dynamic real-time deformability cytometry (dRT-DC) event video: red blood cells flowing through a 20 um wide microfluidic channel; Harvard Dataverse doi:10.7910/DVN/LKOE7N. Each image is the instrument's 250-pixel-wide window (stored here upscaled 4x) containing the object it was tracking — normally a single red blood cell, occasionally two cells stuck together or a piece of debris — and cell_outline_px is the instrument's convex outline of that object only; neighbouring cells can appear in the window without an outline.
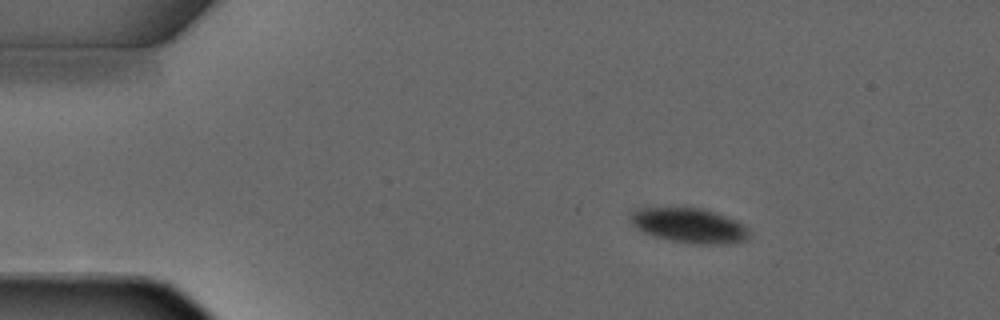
{"species": "common noctule bat (a hibernating species)", "species_latin": "Nyctalus noctula", "temperature_condition": "warm", "stored_images_in_passage": 4, "camera_frame_rate_fps": 3000, "um_per_image_px": 0.085, "animal": {"sex": "male", "forearm_length_mm": 52.5}, "frame": {"image": 1, "passage_image": 1, "time_ms": 0.0, "image_size_px": [1000, 320], "cell_outline_px": [[752, 236], [748, 240], [728, 244], [700, 244], [672, 240], [656, 236], [644, 232], [632, 224], [628, 216], [628, 212], [636, 208], [700, 208], [724, 216], [748, 228]], "centroid_in_image_um": [58.57, 19.17], "position_along_channel_um": 26.4, "area_um2": 23.81}}
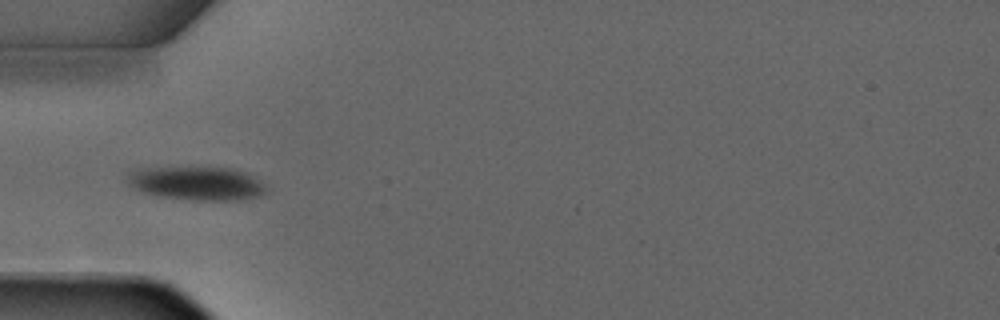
{"frame": {"image": 2, "passage_image": 3, "time_ms": 2.333, "image_size_px": [1000, 320], "cell_outline_px": [[264, 192], [256, 196], [236, 200], [192, 200], [160, 196], [144, 192], [132, 188], [128, 180], [128, 172], [144, 168], [232, 168], [244, 172], [260, 180], [264, 184]], "centroid_in_image_um": [16.7, 15.59], "position_along_channel_um": 68.3, "area_um2": 26.59}}
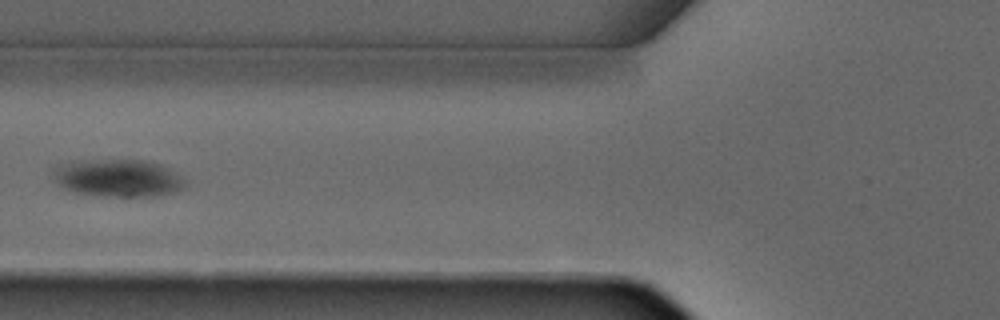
{"frame": {"image": 3, "passage_image": 4, "time_ms": 3.333, "image_size_px": [1000, 320], "cell_outline_px": [[184, 188], [176, 192], [156, 196], [100, 196], [76, 192], [64, 188], [56, 180], [52, 172], [52, 168], [60, 164], [76, 160], [144, 160], [160, 164], [168, 168], [184, 180]], "centroid_in_image_um": [10.01, 15.13], "position_along_channel_um": 115.8, "area_um2": 28.78}}